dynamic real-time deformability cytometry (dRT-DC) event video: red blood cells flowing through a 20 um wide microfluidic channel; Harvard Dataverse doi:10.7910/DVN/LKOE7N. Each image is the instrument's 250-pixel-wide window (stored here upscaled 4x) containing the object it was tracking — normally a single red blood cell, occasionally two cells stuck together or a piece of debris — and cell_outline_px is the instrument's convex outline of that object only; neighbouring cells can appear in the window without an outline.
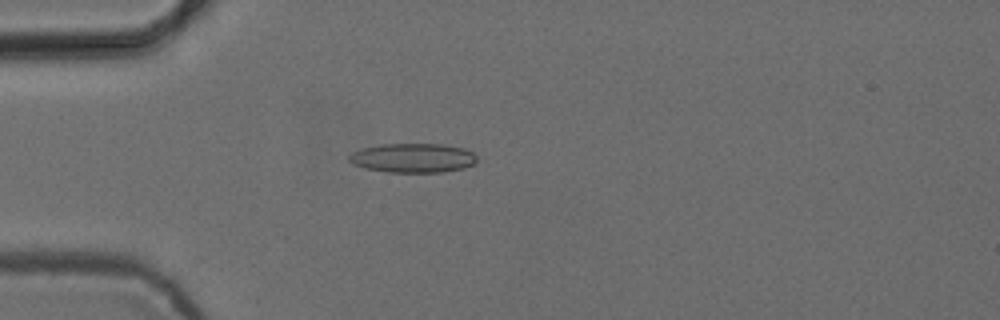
{"species": "common noctule bat (a hibernating species)", "species_latin": "Nyctalus noctula", "temperature_condition": "cold", "stored_images_in_passage": 8, "camera_frame_rate_fps": 3000, "um_per_image_px": 0.085, "animal": {"sex": "female", "body_mass_g": 24.6, "forearm_length_mm": 56.2}, "frame": {"image": 1, "passage_image": 1, "time_ms": 0.0, "image_size_px": [1000, 320], "cell_outline_px": [[476, 160], [472, 164], [464, 168], [444, 172], [384, 172], [364, 168], [352, 164], [348, 160], [348, 156], [352, 152], [364, 148], [380, 144], [444, 144], [464, 148], [472, 152], [476, 156]], "centroid_in_image_um": [35.07, 13.43], "position_along_channel_um": 49.9, "area_um2": 21.91}}
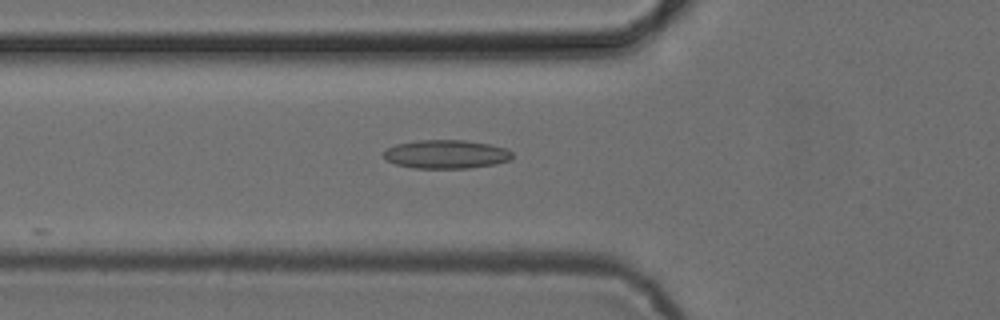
{"frame": {"image": 2, "passage_image": 5, "time_ms": 1.333, "image_size_px": [1000, 320], "cell_outline_px": [[512, 156], [508, 160], [496, 164], [468, 168], [412, 168], [396, 164], [388, 160], [384, 156], [384, 152], [388, 148], [396, 144], [416, 140], [464, 140], [492, 144], [508, 148], [512, 152]], "centroid_in_image_um": [37.95, 13.1], "position_along_channel_um": 87.8, "area_um2": 21.5}}
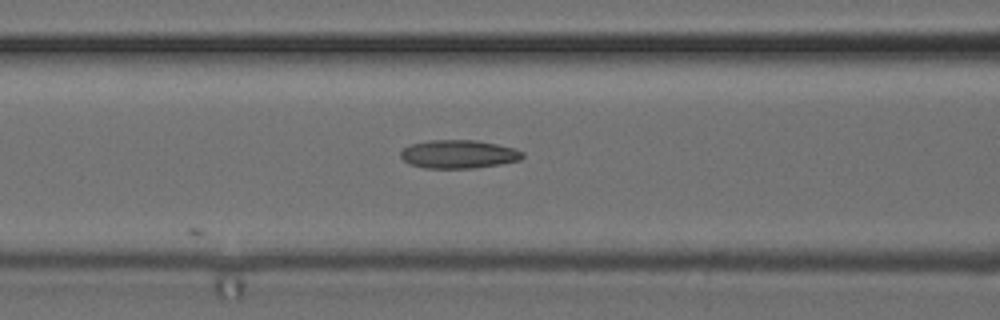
{"frame": {"image": 3, "passage_image": 8, "time_ms": 2.333, "image_size_px": [1000, 320], "cell_outline_px": [[524, 156], [520, 160], [500, 164], [476, 168], [424, 168], [408, 164], [400, 156], [400, 152], [404, 148], [412, 144], [432, 140], [476, 140], [496, 144], [512, 148], [524, 152]], "centroid_in_image_um": [38.98, 13.11], "position_along_channel_um": 127.6, "area_um2": 20.11}}